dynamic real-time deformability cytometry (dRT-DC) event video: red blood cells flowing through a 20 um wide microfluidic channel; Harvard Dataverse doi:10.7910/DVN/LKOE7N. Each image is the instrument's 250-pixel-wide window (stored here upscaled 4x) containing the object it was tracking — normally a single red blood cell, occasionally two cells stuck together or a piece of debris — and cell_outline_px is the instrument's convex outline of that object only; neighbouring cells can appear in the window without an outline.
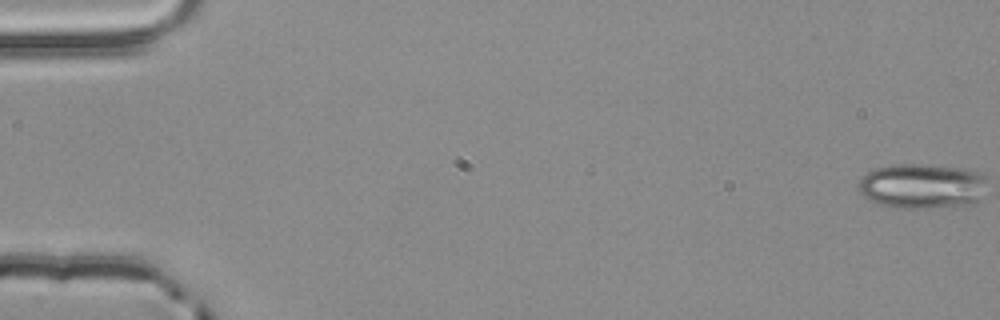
{"species": "common noctule bat (a hibernating species)", "species_latin": "Nyctalus noctula", "temperature_condition": "room temperature", "stored_images_in_passage": 55, "camera_frame_rate_fps": 3000, "um_per_image_px": 0.085, "animal": {"sex": "male", "body_mass_g": 20.4}, "frame": {"image": 1, "passage_image": 1, "time_ms": 0.0, "image_size_px": [1000, 320], "cell_outline_px": [[984, 180], [976, 204], [920, 208], [892, 208], [876, 204], [868, 200], [860, 192], [860, 180], [868, 172], [876, 168], [896, 164], [920, 164], [960, 168], [980, 172], [984, 176]], "centroid_in_image_um": [78.32, 15.83], "position_along_channel_um": 6.7, "area_um2": 33.35}}
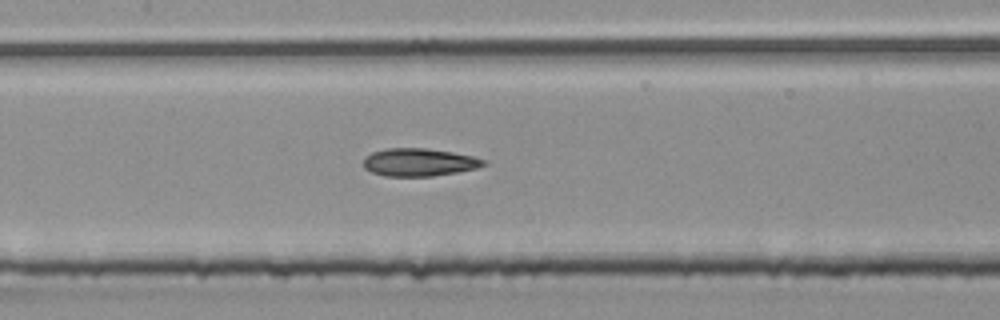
{"frame": {"image": 2, "passage_image": 27, "time_ms": 8.667, "image_size_px": [1000, 320], "cell_outline_px": [[488, 164], [476, 168], [456, 172], [432, 176], [384, 176], [372, 172], [364, 168], [364, 156], [372, 152], [388, 148], [424, 148], [452, 152], [472, 156], [488, 160]], "centroid_in_image_um": [35.63, 13.79], "position_along_channel_um": 171.8, "area_um2": 19.48}}
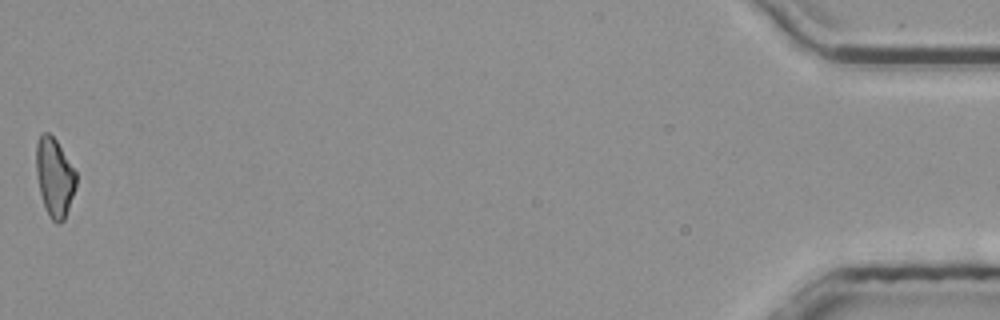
{"frame": {"image": 3, "passage_image": 55, "time_ms": 18.0, "image_size_px": [1000, 320], "cell_outline_px": [[76, 188], [64, 220], [60, 224], [56, 224], [48, 216], [44, 208], [40, 192], [36, 172], [36, 144], [40, 136], [44, 132], [48, 132], [56, 140], [76, 172]], "centroid_in_image_um": [4.63, 15.11], "position_along_channel_um": 430.6, "area_um2": 18.32}, "authors_computed_cell_mechanics": {"area_um2": 19.4786, "velocity_mm_per_s": 3.8764, "shape_relaxation_time_tau1_ms": 4.8912, "shape_relaxation_time_tau2_ms": 3.0907, "deformation_change_tau1": 0.1394, "deformation_change_tau2": 0.1198}}